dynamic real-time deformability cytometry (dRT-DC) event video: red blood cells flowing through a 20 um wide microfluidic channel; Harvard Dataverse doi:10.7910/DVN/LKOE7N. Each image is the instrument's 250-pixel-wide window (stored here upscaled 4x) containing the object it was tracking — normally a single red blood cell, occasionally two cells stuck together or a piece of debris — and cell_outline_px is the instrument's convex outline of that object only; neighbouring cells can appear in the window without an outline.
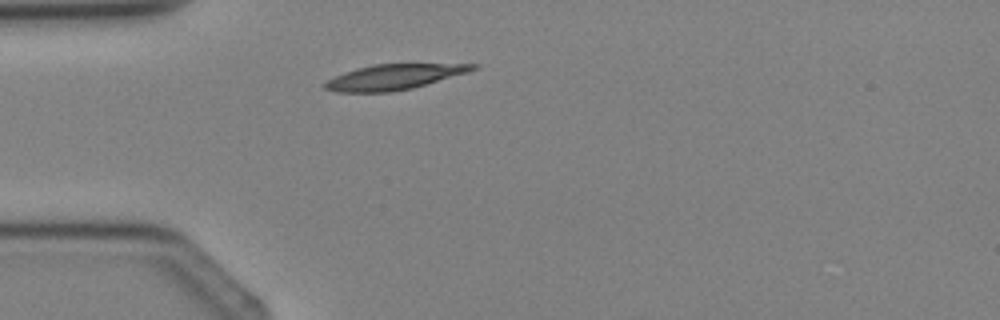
{"species": "Egyptian fruit bat (a non-hibernating species)", "species_latin": "Rousettus aegyptiacus", "temperature_condition": "cold", "stored_images_in_passage": 1, "camera_frame_rate_fps": 3000, "um_per_image_px": 0.085, "animal": {"sex": "female"}, "frame": {"image": 1, "passage_image": 1, "time_ms": 0.0, "image_size_px": [1000, 320], "cell_outline_px": [[480, 64], [476, 68], [468, 72], [412, 88], [388, 92], [336, 92], [324, 88], [320, 84], [344, 72], [356, 68], [372, 64]], "centroid_in_image_um": [33.43, 6.54], "position_along_channel_um": 51.6, "area_um2": 21.62}}